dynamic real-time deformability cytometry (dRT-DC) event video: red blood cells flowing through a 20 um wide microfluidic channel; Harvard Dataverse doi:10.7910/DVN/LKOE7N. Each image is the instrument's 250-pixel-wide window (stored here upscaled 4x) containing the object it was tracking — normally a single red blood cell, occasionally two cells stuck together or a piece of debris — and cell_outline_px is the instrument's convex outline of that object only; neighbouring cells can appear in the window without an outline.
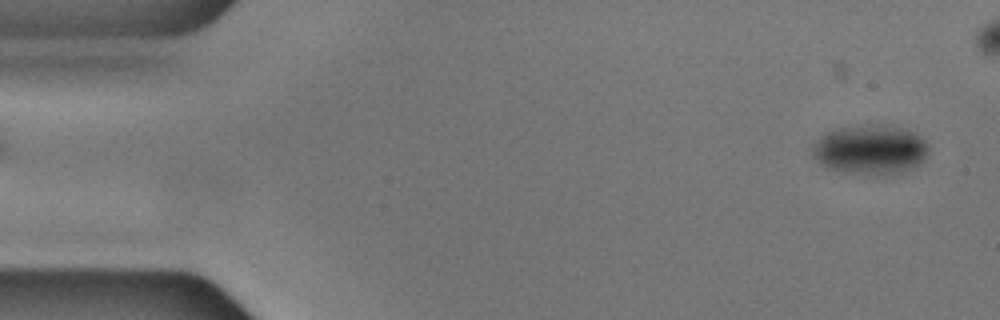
{"species": "common noctule bat (a hibernating species)", "species_latin": "Nyctalus noctula", "temperature_condition": "cold", "stored_images_in_passage": 48, "camera_frame_rate_fps": 3000, "um_per_image_px": 0.085, "animal": {"sex": "male", "body_mass_g": 17.9, "forearm_length_mm": 54.2}, "frame": {"image": 1, "passage_image": 2, "time_ms": 0.333, "image_size_px": [1000, 320], "cell_outline_px": [[928, 152], [924, 160], [908, 168], [896, 172], [848, 172], [828, 168], [820, 164], [816, 160], [812, 152], [812, 148], [816, 140], [820, 136], [828, 132], [840, 128], [908, 128], [916, 132], [924, 140], [928, 148]], "centroid_in_image_um": [73.95, 12.72], "position_along_channel_um": 11.0, "area_um2": 31.62}}
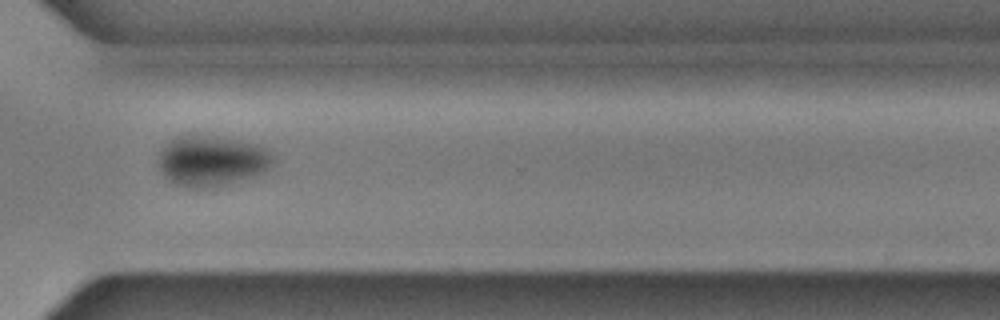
{"frame": {"image": 2, "passage_image": 40, "time_ms": 13.0, "image_size_px": [1000, 320], "cell_outline_px": [[276, 160], [264, 172], [216, 188], [188, 188], [176, 184], [164, 176], [160, 172], [156, 160], [164, 144], [176, 136], [184, 132], [192, 132], [240, 140], [256, 144], [272, 152]], "centroid_in_image_um": [17.94, 13.63], "position_along_channel_um": 352.7, "area_um2": 34.91}}
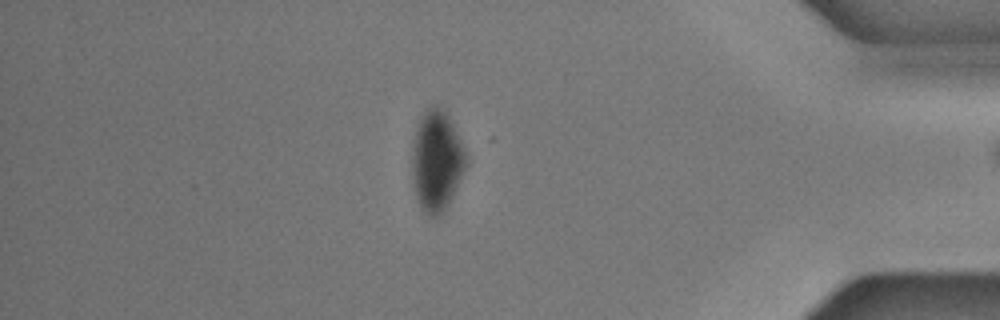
{"frame": {"image": 3, "passage_image": 47, "time_ms": 15.333, "image_size_px": [1000, 320], "cell_outline_px": [[468, 160], [452, 196], [444, 212], [440, 216], [428, 216], [424, 212], [416, 196], [412, 184], [412, 148], [416, 128], [420, 116], [432, 104], [436, 104], [448, 116], [460, 140]], "centroid_in_image_um": [37.08, 13.68], "position_along_channel_um": 398.1, "area_um2": 31.39}}